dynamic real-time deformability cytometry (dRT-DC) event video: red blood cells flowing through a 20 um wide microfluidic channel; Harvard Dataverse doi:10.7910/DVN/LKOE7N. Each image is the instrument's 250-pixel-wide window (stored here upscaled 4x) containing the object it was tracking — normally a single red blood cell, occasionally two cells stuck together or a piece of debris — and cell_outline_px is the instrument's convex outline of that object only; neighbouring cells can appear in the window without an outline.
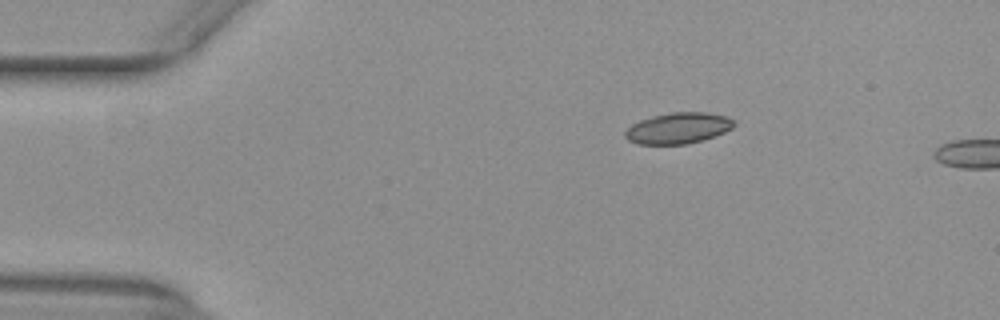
{"species": "common noctule bat (a hibernating species)", "species_latin": "Nyctalus noctula", "temperature_condition": "warm", "stored_images_in_passage": 5, "camera_frame_rate_fps": 3000, "um_per_image_px": 0.085, "animal": {"sex": "female", "body_mass_g": 29.2, "forearm_length_mm": 56.3}, "frame": {"image": 1, "passage_image": 1, "time_ms": 0.0, "image_size_px": [1000, 320], "cell_outline_px": [[736, 124], [732, 128], [724, 132], [704, 140], [688, 144], [636, 144], [628, 140], [624, 136], [624, 132], [632, 124], [640, 120], [652, 116], [672, 112], [708, 112], [728, 116], [736, 120]], "centroid_in_image_um": [57.67, 10.89], "position_along_channel_um": 27.3, "area_um2": 19.94}}